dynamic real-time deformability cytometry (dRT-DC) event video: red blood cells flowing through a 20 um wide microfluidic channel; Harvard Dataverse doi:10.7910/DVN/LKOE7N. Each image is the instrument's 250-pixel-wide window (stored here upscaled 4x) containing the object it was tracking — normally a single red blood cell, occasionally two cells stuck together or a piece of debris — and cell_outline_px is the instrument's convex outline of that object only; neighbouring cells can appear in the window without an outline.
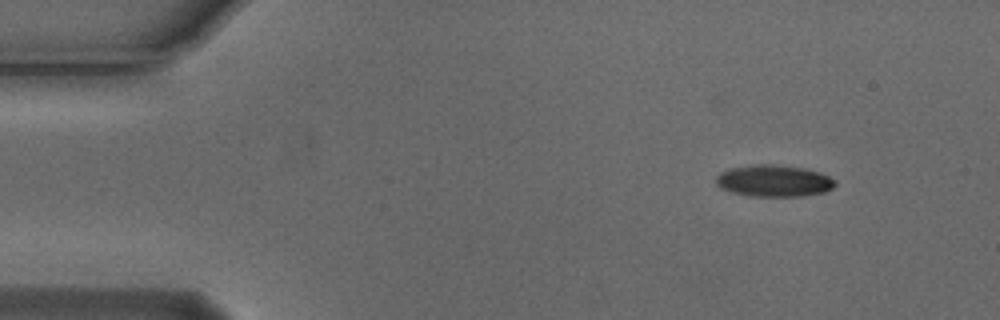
{"species": "Egyptian fruit bat (a non-hibernating species)", "species_latin": "Rousettus aegyptiacus", "temperature_condition": "cold", "stored_images_in_passage": 4, "camera_frame_rate_fps": 3000, "um_per_image_px": 0.085, "animal": {"sex": "male"}, "frame": {"image": 1, "passage_image": 1, "time_ms": 0.0, "image_size_px": [1000, 320], "cell_outline_px": [[836, 184], [832, 188], [824, 192], [804, 196], [752, 196], [732, 192], [720, 188], [716, 184], [716, 176], [720, 172], [728, 168], [748, 164], [772, 164], [804, 168], [820, 172], [836, 180]], "centroid_in_image_um": [65.76, 15.36], "position_along_channel_um": 19.2, "area_um2": 22.25}}
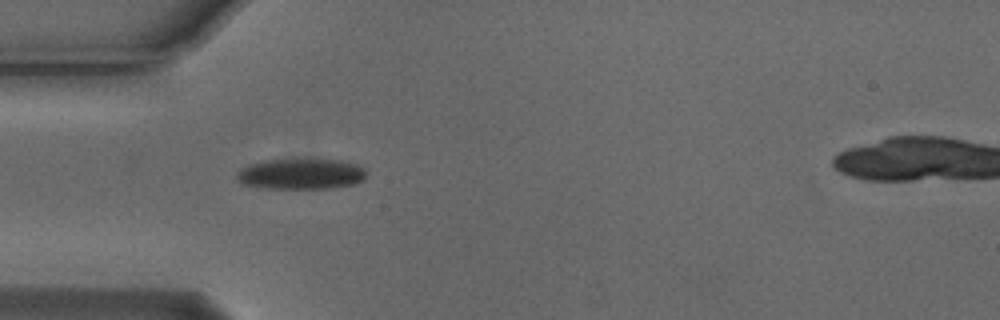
{"frame": {"image": 2, "passage_image": 3, "time_ms": 0.667, "image_size_px": [1000, 320], "cell_outline_px": [[364, 180], [356, 184], [332, 188], [260, 188], [240, 184], [236, 176], [236, 172], [240, 168], [248, 164], [264, 160], [344, 160], [356, 164], [364, 168]], "centroid_in_image_um": [25.54, 14.79], "position_along_channel_um": 59.5, "area_um2": 23.29}}